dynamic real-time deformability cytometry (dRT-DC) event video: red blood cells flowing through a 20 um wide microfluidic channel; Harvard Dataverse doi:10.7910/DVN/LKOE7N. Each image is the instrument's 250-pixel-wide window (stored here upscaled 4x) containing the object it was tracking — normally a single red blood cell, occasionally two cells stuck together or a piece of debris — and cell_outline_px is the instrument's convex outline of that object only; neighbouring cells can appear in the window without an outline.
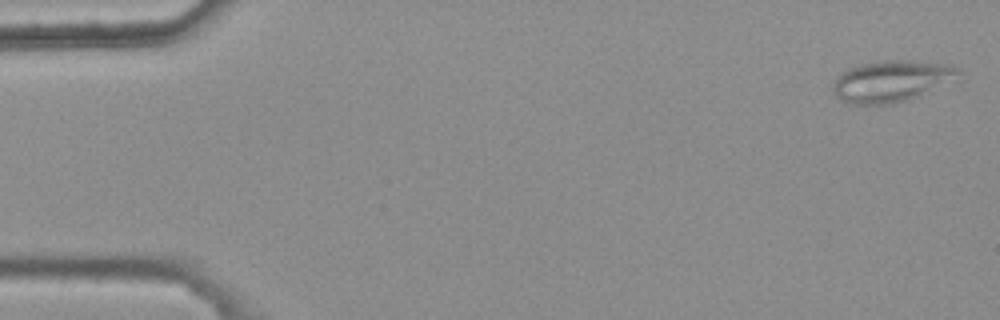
{"species": "common noctule bat (a hibernating species)", "species_latin": "Nyctalus noctula", "temperature_condition": "warm", "stored_images_in_passage": 5, "camera_frame_rate_fps": 3000, "um_per_image_px": 0.085, "animal": {"sex": "female", "body_mass_g": 25.1}, "frame": {"image": 1, "passage_image": 1, "time_ms": 0.0, "image_size_px": [1000, 320], "cell_outline_px": [[960, 80], [920, 96], [908, 100], [892, 104], [852, 104], [840, 100], [836, 96], [832, 88], [832, 84], [848, 68], [860, 64], [880, 60], [912, 60], [952, 64], [960, 68]], "centroid_in_image_um": [75.89, 6.89], "position_along_channel_um": 9.1, "area_um2": 31.04}}